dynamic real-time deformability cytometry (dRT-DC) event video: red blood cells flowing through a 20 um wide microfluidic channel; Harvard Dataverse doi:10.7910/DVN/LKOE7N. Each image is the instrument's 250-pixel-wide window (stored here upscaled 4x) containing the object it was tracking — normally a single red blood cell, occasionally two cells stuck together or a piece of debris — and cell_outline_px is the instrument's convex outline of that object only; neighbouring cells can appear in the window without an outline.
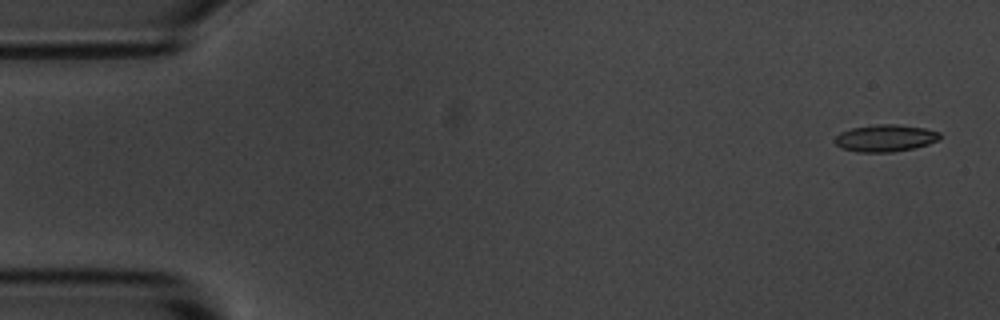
{"species": "common noctule bat (a hibernating species)", "species_latin": "Nyctalus noctula", "temperature_condition": "room temperature", "stored_images_in_passage": 4, "camera_frame_rate_fps": 3000, "um_per_image_px": 0.085, "animal": {"sex": "male", "body_mass_g": 20.1, "forearm_length_mm": 53.5}, "frame": {"image": 1, "passage_image": 1, "time_ms": 0.0, "image_size_px": [1000, 320], "cell_outline_px": [[940, 140], [916, 148], [892, 152], [856, 152], [840, 148], [832, 140], [840, 132], [852, 128], [876, 124], [896, 124], [924, 128], [940, 132]], "centroid_in_image_um": [75.23, 11.74], "position_along_channel_um": 9.8, "area_um2": 16.76}}
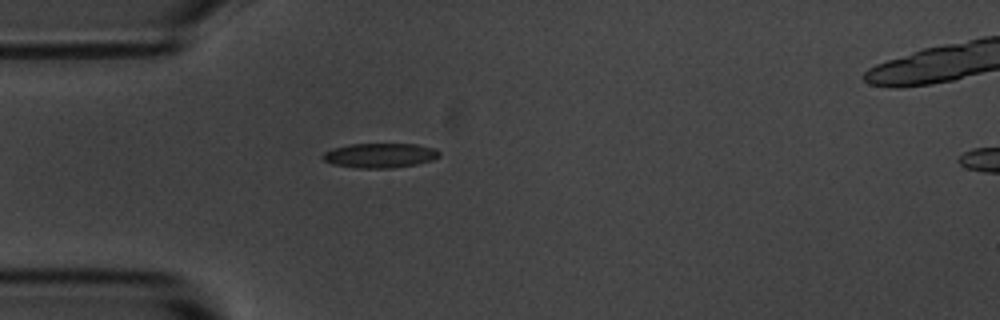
{"frame": {"image": 2, "passage_image": 4, "time_ms": 4.333, "image_size_px": [1000, 320], "cell_outline_px": [[440, 156], [432, 160], [416, 164], [392, 168], [356, 168], [332, 164], [324, 160], [320, 156], [324, 152], [332, 148], [352, 144], [416, 144], [432, 148], [440, 152]], "centroid_in_image_um": [32.26, 13.21], "position_along_channel_um": 52.7, "area_um2": 16.7}}